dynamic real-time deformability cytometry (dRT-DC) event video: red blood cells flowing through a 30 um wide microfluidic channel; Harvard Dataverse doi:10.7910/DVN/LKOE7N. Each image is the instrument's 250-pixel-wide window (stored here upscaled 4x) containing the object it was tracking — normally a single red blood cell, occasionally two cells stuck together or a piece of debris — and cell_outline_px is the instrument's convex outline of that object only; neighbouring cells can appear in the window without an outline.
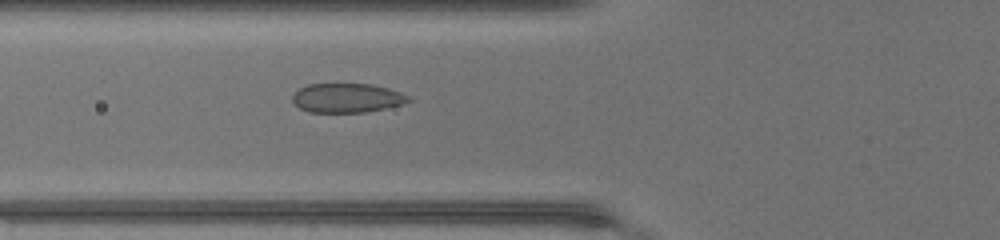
{"species": "common noctule bat (a hibernating species)", "species_latin": "Nyctalus noctula", "temperature_condition": "warm", "stored_images_in_passage": 49, "camera_frame_rate_fps": 3000, "um_per_image_px": 0.085, "animal": {"sex": "female", "body_mass_g": 17.0, "forearm_length_mm": 48.0}, "frame": {"image": 1, "passage_image": 20, "time_ms": 6.333, "image_size_px": [1000, 240], "cell_outline_px": [[412, 100], [400, 104], [384, 108], [364, 112], [308, 112], [300, 108], [292, 100], [292, 96], [300, 88], [308, 84], [372, 84], [388, 88], [400, 92], [408, 96]], "centroid_in_image_um": [29.48, 8.32], "position_along_channel_um": 96.3, "area_um2": 19.54}}
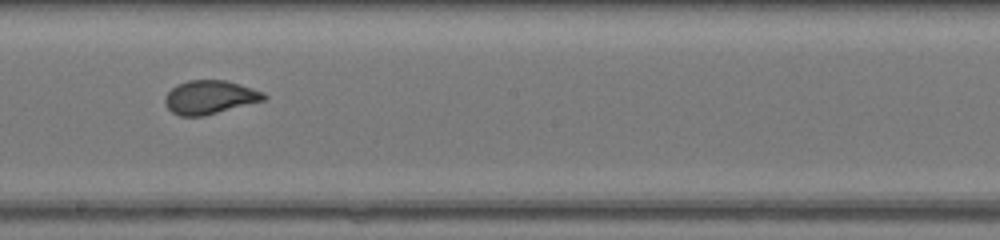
{"frame": {"image": 2, "passage_image": 29, "time_ms": 9.333, "image_size_px": [1000, 240], "cell_outline_px": [[268, 96], [264, 100], [204, 116], [180, 116], [172, 112], [168, 108], [164, 100], [168, 92], [172, 88], [188, 80], [224, 80], [252, 88], [264, 92]], "centroid_in_image_um": [17.84, 8.27], "position_along_channel_um": 230.4, "area_um2": 19.13}}
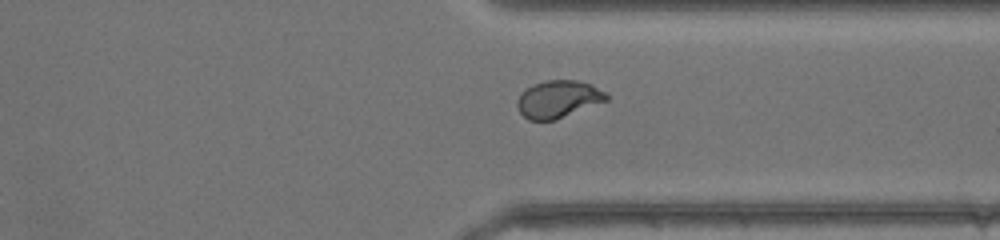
{"frame": {"image": 3, "passage_image": 38, "time_ms": 12.333, "image_size_px": [1000, 240], "cell_outline_px": [[608, 100], [556, 120], [528, 120], [520, 112], [516, 104], [516, 100], [532, 84], [544, 80], [576, 80], [592, 84], [604, 92], [608, 96]], "centroid_in_image_um": [47.45, 8.43], "position_along_channel_um": 363.9, "area_um2": 19.36}}